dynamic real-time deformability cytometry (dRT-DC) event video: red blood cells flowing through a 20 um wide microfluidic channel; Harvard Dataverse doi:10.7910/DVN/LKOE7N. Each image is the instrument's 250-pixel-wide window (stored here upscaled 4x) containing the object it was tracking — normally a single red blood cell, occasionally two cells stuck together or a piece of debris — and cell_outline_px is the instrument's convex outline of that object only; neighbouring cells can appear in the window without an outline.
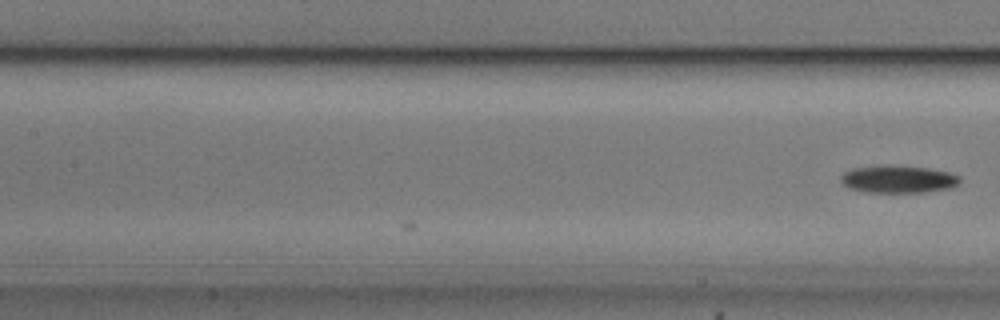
{"species": "common noctule bat (a hibernating species)", "species_latin": "Nyctalus noctula", "temperature_condition": "cold", "stored_images_in_passage": 11, "camera_frame_rate_fps": 3000, "um_per_image_px": 0.085, "animal": {"sex": "male", "body_mass_g": 20.5, "forearm_length_mm": 52.5}, "frame": {"image": 1, "passage_image": 11, "time_ms": 3.333, "image_size_px": [1000, 320], "cell_outline_px": [[960, 180], [956, 184], [948, 188], [924, 192], [864, 192], [848, 188], [840, 180], [840, 176], [844, 172], [852, 168], [888, 164], [928, 168], [948, 172], [960, 176]], "centroid_in_image_um": [76.29, 15.22], "position_along_channel_um": 131.1, "area_um2": 19.13}}